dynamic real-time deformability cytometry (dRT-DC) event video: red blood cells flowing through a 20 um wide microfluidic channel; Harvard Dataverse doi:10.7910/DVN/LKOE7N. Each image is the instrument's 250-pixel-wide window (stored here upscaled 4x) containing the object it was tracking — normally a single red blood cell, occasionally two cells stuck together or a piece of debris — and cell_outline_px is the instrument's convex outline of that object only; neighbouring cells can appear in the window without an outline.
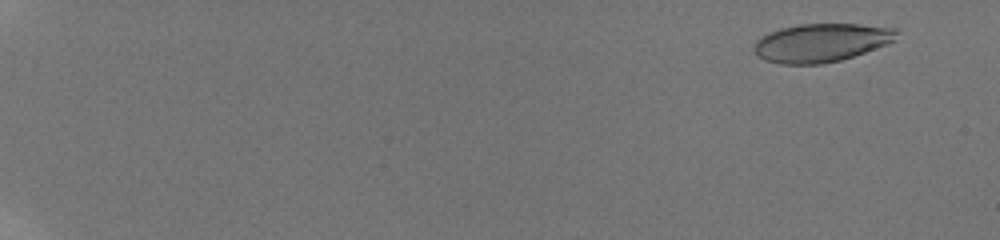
{"species": "human", "species_latin": "Homo sapiens", "temperature_condition": "room temperature", "stored_images_in_passage": 10, "camera_frame_rate_fps": 3000, "um_per_image_px": 0.085, "donor": {"sex": "male"}, "frame": {"image": 1, "passage_image": 5, "time_ms": 1.333, "image_size_px": [1000, 240], "cell_outline_px": [[896, 40], [888, 44], [840, 60], [820, 64], [780, 64], [764, 60], [756, 56], [752, 48], [756, 40], [780, 28], [800, 24], [856, 24], [896, 28]], "centroid_in_image_um": [69.77, 3.63], "position_along_channel_um": 15.2, "area_um2": 31.79}}